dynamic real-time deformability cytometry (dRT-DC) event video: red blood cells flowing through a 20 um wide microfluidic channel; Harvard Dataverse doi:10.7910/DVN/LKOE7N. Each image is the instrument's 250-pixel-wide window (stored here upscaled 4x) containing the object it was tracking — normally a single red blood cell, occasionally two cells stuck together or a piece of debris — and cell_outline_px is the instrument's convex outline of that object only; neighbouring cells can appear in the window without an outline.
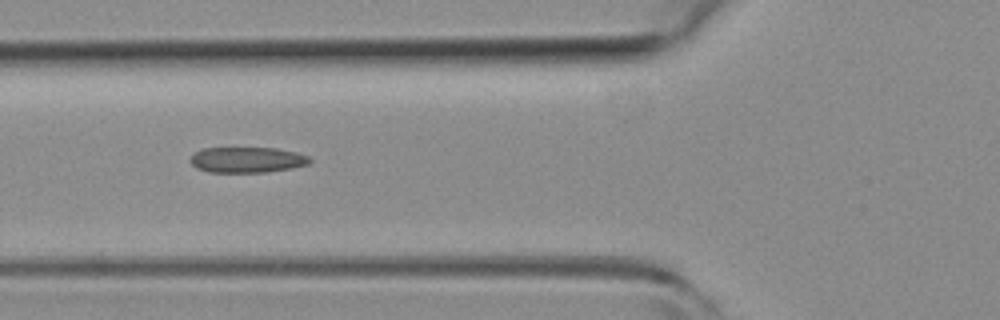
{"species": "common noctule bat (a hibernating species)", "species_latin": "Nyctalus noctula", "temperature_condition": "room temperature", "stored_images_in_passage": 14, "camera_frame_rate_fps": 3000, "um_per_image_px": 0.085, "animal": {"sex": "female", "body_mass_g": 19.3, "forearm_length_mm": 54.1}, "frame": {"image": 1, "passage_image": 7, "time_ms": 2.0, "image_size_px": [1000, 320], "cell_outline_px": [[312, 160], [308, 164], [292, 168], [264, 172], [208, 172], [196, 168], [188, 160], [196, 152], [204, 148], [276, 148], [296, 152], [308, 156]], "centroid_in_image_um": [21.0, 13.58], "position_along_channel_um": 104.8, "area_um2": 17.8}}
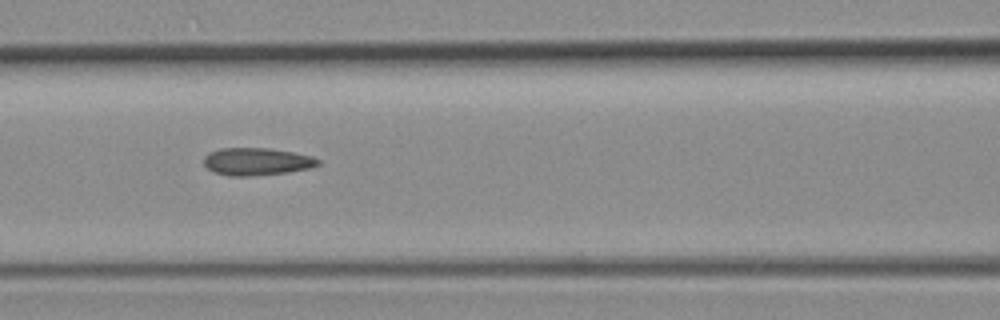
{"frame": {"image": 2, "passage_image": 10, "time_ms": 3.0, "image_size_px": [1000, 320], "cell_outline_px": [[320, 164], [312, 168], [288, 172], [248, 176], [228, 176], [216, 172], [208, 168], [204, 164], [204, 156], [208, 152], [220, 148], [268, 148], [292, 152], [312, 156], [320, 160]], "centroid_in_image_um": [21.83, 13.73], "position_along_channel_um": 144.8, "area_um2": 18.32}}